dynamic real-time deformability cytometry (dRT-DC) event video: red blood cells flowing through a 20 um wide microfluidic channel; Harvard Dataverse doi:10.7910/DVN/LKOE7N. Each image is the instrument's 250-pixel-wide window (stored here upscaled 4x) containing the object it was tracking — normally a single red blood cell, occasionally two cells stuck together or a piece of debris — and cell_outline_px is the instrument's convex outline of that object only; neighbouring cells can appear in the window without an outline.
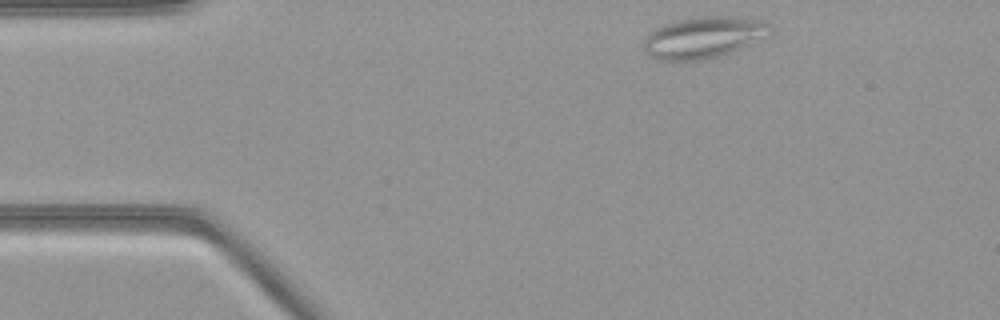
{"species": "common noctule bat (a hibernating species)", "species_latin": "Nyctalus noctula", "temperature_condition": "warm", "stored_images_in_passage": 46, "segment_of_instrument_passage": [1, 2], "camera_frame_rate_fps": 3000, "um_per_image_px": 0.085, "animal": {"sex": "female", "body_mass_g": 21.9}, "frame": {"image": 1, "passage_image": 2, "time_ms": 0.333, "image_size_px": [1000, 320], "cell_outline_px": [[772, 32], [768, 36], [740, 48], [704, 60], [656, 60], [644, 52], [644, 40], [648, 32], [664, 24], [680, 20], [700, 16], [732, 16], [764, 20], [772, 24]], "centroid_in_image_um": [59.82, 3.16], "position_along_channel_um": 25.2, "area_um2": 30.63}}